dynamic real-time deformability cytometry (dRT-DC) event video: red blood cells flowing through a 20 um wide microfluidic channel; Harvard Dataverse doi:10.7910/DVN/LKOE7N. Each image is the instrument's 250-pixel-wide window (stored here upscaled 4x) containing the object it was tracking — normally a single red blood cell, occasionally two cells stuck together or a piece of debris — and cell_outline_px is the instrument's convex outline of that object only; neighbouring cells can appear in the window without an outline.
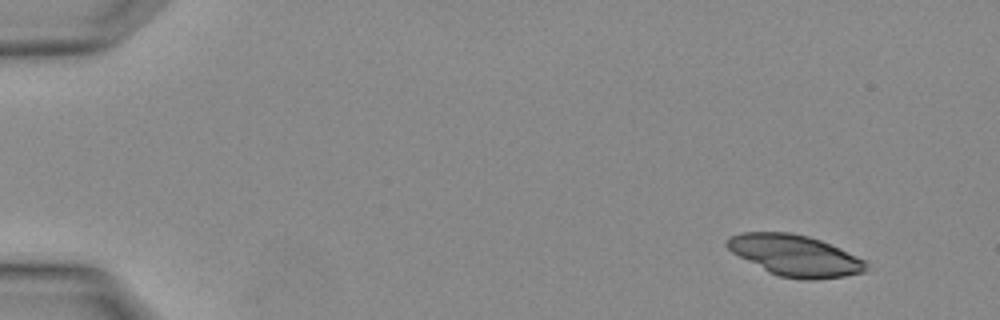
{"species": "Egyptian fruit bat (a non-hibernating species)", "species_latin": "Rousettus aegyptiacus", "temperature_condition": "warm", "stored_images_in_passage": 4, "camera_frame_rate_fps": 3000, "um_per_image_px": 0.085, "animal": {"sex": "female"}, "frame": {"image": 1, "passage_image": 1, "time_ms": 0.0, "image_size_px": [1000, 320], "cell_outline_px": [[868, 268], [864, 272], [844, 276], [816, 280], [804, 280], [780, 276], [768, 272], [732, 252], [724, 244], [732, 236], [740, 232], [788, 232], [808, 236], [820, 240], [840, 248], [864, 260], [868, 264]], "centroid_in_image_um": [67.59, 21.72], "position_along_channel_um": 17.4, "area_um2": 33.18}}